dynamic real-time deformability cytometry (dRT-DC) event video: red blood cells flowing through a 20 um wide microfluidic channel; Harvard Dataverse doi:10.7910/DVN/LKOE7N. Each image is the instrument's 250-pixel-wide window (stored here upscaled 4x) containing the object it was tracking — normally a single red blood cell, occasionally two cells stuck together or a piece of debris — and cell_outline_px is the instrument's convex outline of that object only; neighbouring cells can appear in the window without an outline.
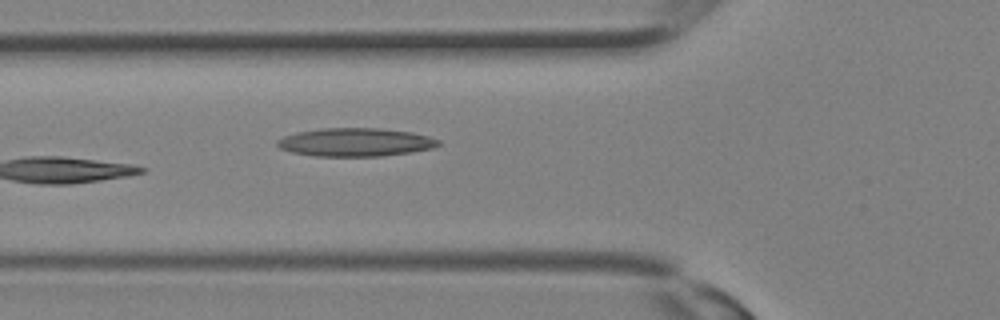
{"species": "Egyptian fruit bat (a non-hibernating species)", "species_latin": "Rousettus aegyptiacus", "temperature_condition": "room temperature", "stored_images_in_passage": 13, "camera_frame_rate_fps": 3000, "um_per_image_px": 0.085, "animal": {"sex": "female"}, "frame": {"image": 1, "passage_image": 13, "time_ms": 4.0, "image_size_px": [1000, 320], "cell_outline_px": [[440, 144], [432, 148], [412, 152], [380, 156], [316, 156], [292, 152], [280, 148], [276, 144], [276, 140], [284, 136], [296, 132], [320, 128], [380, 128], [412, 132], [428, 136], [440, 140]], "centroid_in_image_um": [30.2, 12.08], "position_along_channel_um": 95.6, "area_um2": 26.65}}